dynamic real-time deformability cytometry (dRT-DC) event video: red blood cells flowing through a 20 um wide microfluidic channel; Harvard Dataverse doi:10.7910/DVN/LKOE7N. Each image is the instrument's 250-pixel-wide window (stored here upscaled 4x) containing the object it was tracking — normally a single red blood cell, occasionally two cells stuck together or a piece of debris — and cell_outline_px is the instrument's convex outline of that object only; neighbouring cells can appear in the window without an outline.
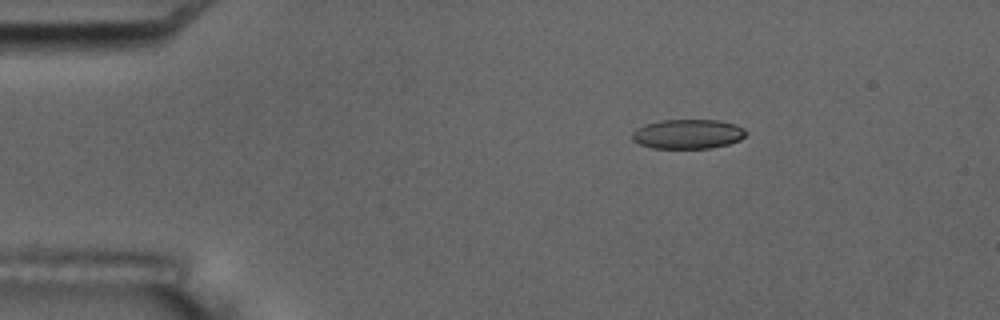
{"species": "common noctule bat (a hibernating species)", "species_latin": "Nyctalus noctula", "temperature_condition": "room temperature", "stored_images_in_passage": 5, "camera_frame_rate_fps": 3000, "um_per_image_px": 0.085, "animal": {"sex": "male", "body_mass_g": 17.5, "forearm_length_mm": 52.3}, "frame": {"image": 1, "passage_image": 3, "time_ms": 3.0, "image_size_px": [1000, 320], "cell_outline_px": [[748, 132], [740, 140], [728, 144], [708, 148], [652, 148], [640, 144], [632, 140], [632, 132], [636, 128], [644, 124], [660, 120], [720, 120], [736, 124], [744, 128]], "centroid_in_image_um": [58.46, 11.38], "position_along_channel_um": 26.5, "area_um2": 19.71}}